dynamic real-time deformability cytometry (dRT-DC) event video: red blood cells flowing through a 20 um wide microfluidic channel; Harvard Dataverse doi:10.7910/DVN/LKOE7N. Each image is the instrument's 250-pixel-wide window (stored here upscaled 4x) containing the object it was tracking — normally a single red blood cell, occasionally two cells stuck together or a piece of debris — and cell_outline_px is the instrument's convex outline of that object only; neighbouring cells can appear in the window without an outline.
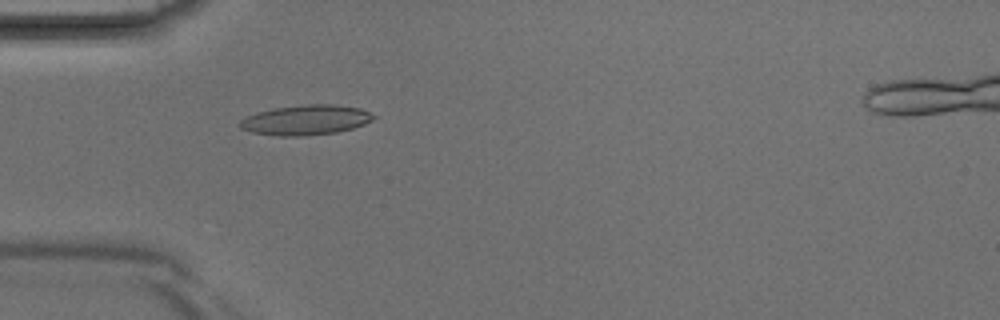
{"species": "Egyptian fruit bat (a non-hibernating species)", "species_latin": "Rousettus aegyptiacus", "temperature_condition": "room temperature", "stored_images_in_passage": 4, "camera_frame_rate_fps": 3000, "um_per_image_px": 0.085, "animal": {"sex": "male"}, "frame": {"image": 1, "passage_image": 3, "time_ms": 0.667, "image_size_px": [1000, 320], "cell_outline_px": [[376, 116], [372, 120], [364, 124], [352, 128], [336, 132], [300, 136], [280, 136], [252, 132], [240, 128], [240, 120], [256, 112], [276, 108], [308, 104], [332, 104], [360, 108]], "centroid_in_image_um": [25.99, 10.2], "position_along_channel_um": 59.0, "area_um2": 23.06}}